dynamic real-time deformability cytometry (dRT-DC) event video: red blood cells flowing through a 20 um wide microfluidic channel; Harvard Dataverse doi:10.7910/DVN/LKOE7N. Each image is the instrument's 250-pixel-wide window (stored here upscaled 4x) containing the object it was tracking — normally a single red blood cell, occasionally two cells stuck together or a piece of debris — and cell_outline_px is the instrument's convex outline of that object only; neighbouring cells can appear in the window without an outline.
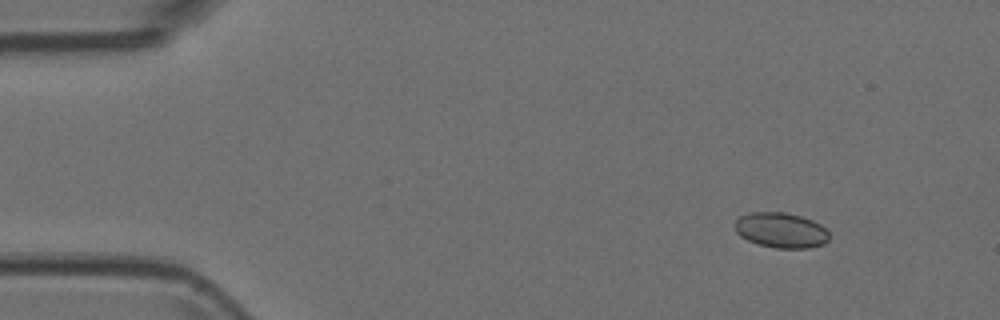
{"species": "Egyptian fruit bat (a non-hibernating species)", "species_latin": "Rousettus aegyptiacus", "temperature_condition": "room temperature", "stored_images_in_passage": 4, "camera_frame_rate_fps": 3000, "um_per_image_px": 0.085, "animal": {"sex": "female"}, "frame": {"image": 1, "passage_image": 1, "time_ms": 0.0, "image_size_px": [1000, 320], "cell_outline_px": [[828, 240], [824, 244], [808, 248], [776, 248], [756, 244], [740, 236], [736, 232], [736, 220], [740, 216], [752, 212], [784, 212], [800, 216], [812, 220], [820, 224], [828, 232]], "centroid_in_image_um": [66.38, 19.57], "position_along_channel_um": 18.6, "area_um2": 19.31}}
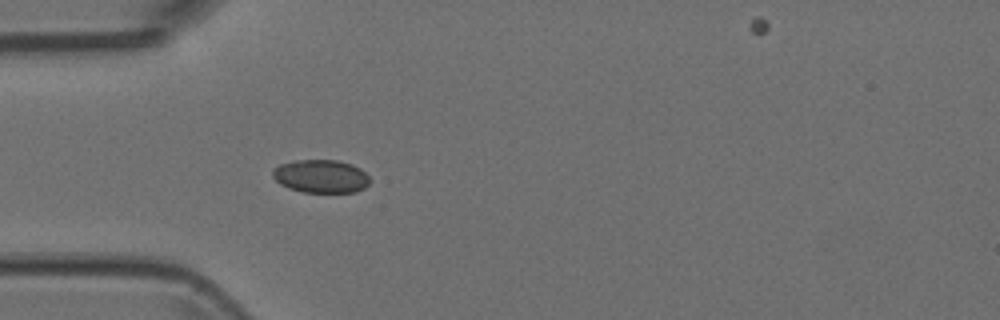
{"frame": {"image": 2, "passage_image": 4, "time_ms": 1.0, "image_size_px": [1000, 320], "cell_outline_px": [[368, 184], [364, 188], [356, 192], [304, 192], [288, 188], [280, 184], [272, 176], [272, 172], [280, 164], [292, 160], [336, 160], [352, 164], [360, 168], [368, 176]], "centroid_in_image_um": [27.26, 14.98], "position_along_channel_um": 57.7, "area_um2": 18.73}}